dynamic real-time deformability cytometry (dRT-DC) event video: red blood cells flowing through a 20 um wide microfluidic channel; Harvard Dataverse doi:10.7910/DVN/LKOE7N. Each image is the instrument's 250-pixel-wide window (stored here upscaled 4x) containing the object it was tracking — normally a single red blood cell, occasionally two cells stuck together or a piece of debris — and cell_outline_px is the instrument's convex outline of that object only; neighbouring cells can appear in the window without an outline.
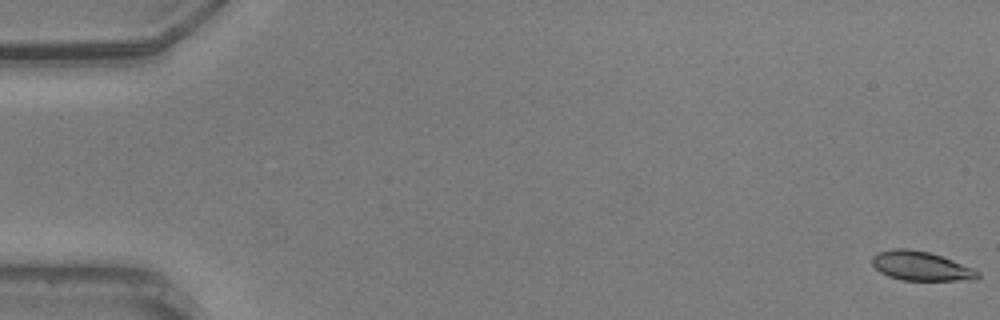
{"species": "common noctule bat (a hibernating species)", "species_latin": "Nyctalus noctula", "temperature_condition": "warm", "stored_images_in_passage": 57, "camera_frame_rate_fps": 3000, "um_per_image_px": 0.085, "animal": {"sex": "male", "body_mass_g": 20.5, "forearm_length_mm": 52.5}, "frame": {"image": 1, "passage_image": 1, "time_ms": 0.0, "image_size_px": [1000, 320], "cell_outline_px": [[980, 276], [976, 280], [900, 280], [888, 276], [880, 272], [872, 264], [872, 256], [876, 252], [892, 248], [908, 248], [928, 252], [976, 268], [980, 272]], "centroid_in_image_um": [78.29, 22.61], "position_along_channel_um": 6.7, "area_um2": 18.21}}
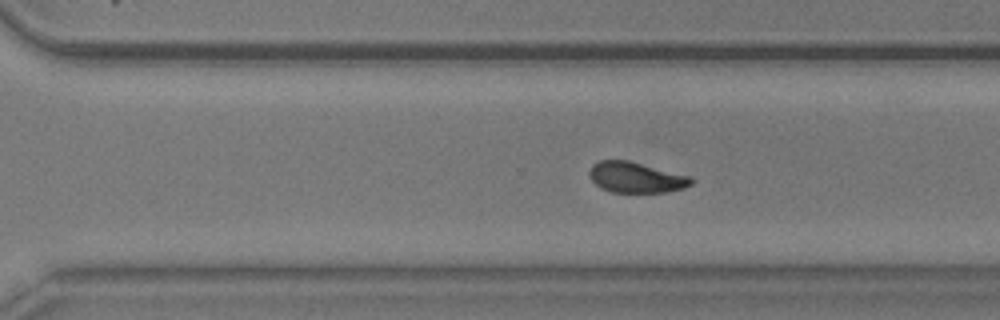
{"frame": {"image": 2, "passage_image": 40, "time_ms": 13.0, "image_size_px": [1000, 320], "cell_outline_px": [[692, 184], [684, 188], [664, 192], [612, 192], [600, 188], [588, 176], [588, 172], [592, 164], [600, 160], [628, 160], [692, 176]], "centroid_in_image_um": [54.04, 15.07], "position_along_channel_um": 316.6, "area_um2": 18.32}}
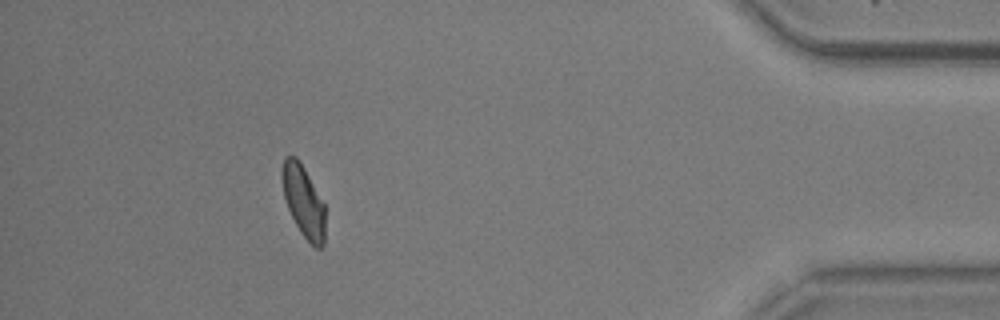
{"frame": {"image": 3, "passage_image": 52, "time_ms": 17.0, "image_size_px": [1000, 320], "cell_outline_px": [[324, 244], [320, 248], [316, 248], [300, 232], [288, 208], [284, 196], [280, 176], [280, 172], [284, 156], [296, 156], [300, 160], [324, 204]], "centroid_in_image_um": [25.76, 17.05], "position_along_channel_um": 409.4, "area_um2": 17.92}, "authors_computed_cell_mechanics": {"area_um2": 18.6694, "velocity_mm_per_s": 3.6078, "shape_relaxation_time_tau1_ms": 5.993, "shape_relaxation_time_tau2_ms": 2.2463, "deformation_change_tau1": 0.1438, "deformation_change_tau2": 0.0714}}